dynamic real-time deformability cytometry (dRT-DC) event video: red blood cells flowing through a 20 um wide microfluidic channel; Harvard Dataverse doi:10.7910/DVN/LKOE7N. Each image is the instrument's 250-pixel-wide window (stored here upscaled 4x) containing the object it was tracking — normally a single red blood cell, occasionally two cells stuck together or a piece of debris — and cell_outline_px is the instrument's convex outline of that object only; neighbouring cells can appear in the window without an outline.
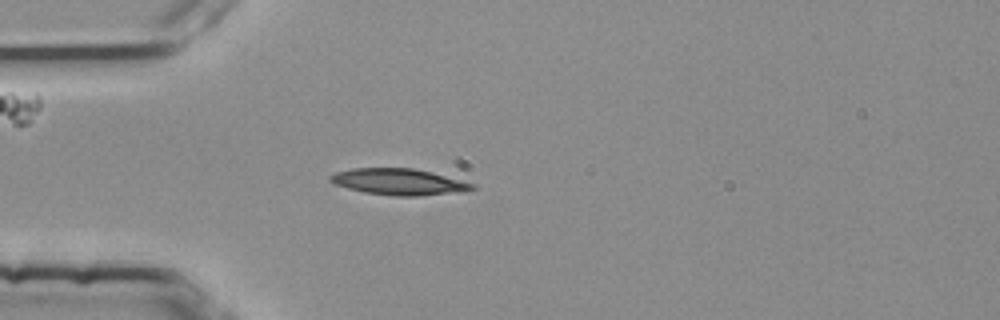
{"species": "common noctule bat (a hibernating species)", "species_latin": "Nyctalus noctula", "temperature_condition": "room temperature", "stored_images_in_passage": 1, "camera_frame_rate_fps": 3000, "um_per_image_px": 0.085, "animal": {"sex": "female", "body_mass_g": 25.1}, "frame": {"image": 1, "passage_image": 1, "time_ms": 0.0, "image_size_px": [1000, 320], "cell_outline_px": [[476, 188], [416, 196], [396, 196], [364, 192], [332, 184], [328, 180], [328, 176], [336, 172], [352, 168], [412, 168], [432, 172], [476, 184]], "centroid_in_image_um": [33.8, 15.43], "position_along_channel_um": 51.2, "area_um2": 21.44}}